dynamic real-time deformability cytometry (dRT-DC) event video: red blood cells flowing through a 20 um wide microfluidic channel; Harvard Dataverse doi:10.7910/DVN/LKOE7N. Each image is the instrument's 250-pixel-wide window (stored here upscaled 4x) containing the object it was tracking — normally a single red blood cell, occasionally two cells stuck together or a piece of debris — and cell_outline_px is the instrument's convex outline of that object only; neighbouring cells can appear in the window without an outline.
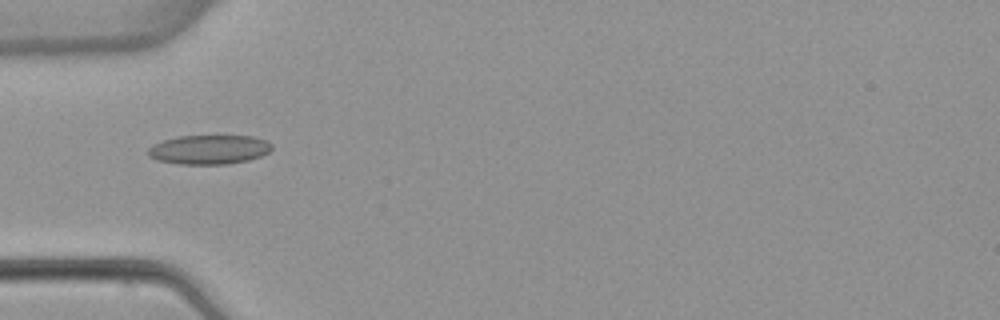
{"species": "common noctule bat (a hibernating species)", "species_latin": "Nyctalus noctula", "temperature_condition": "warm", "stored_images_in_passage": 6, "camera_frame_rate_fps": 3000, "um_per_image_px": 0.085, "animal": {"sex": "female", "body_mass_g": 22.7, "forearm_length_mm": 54.2}, "frame": {"image": 1, "passage_image": 4, "time_ms": 4.333, "image_size_px": [1000, 320], "cell_outline_px": [[272, 148], [268, 152], [260, 156], [248, 160], [228, 164], [180, 164], [156, 160], [148, 156], [148, 148], [152, 144], [164, 140], [180, 136], [252, 136], [264, 140], [272, 144]], "centroid_in_image_um": [17.74, 12.72], "position_along_channel_um": 67.3, "area_um2": 21.04}}
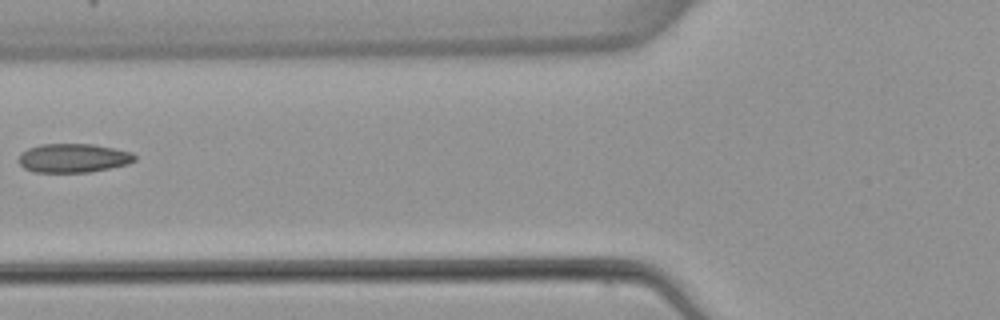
{"frame": {"image": 2, "passage_image": 5, "time_ms": 5.667, "image_size_px": [1000, 320], "cell_outline_px": [[136, 160], [128, 164], [88, 172], [36, 172], [24, 168], [16, 160], [20, 152], [28, 148], [40, 144], [92, 144], [132, 152], [136, 156]], "centroid_in_image_um": [6.19, 13.43], "position_along_channel_um": 119.6, "area_um2": 19.59}}
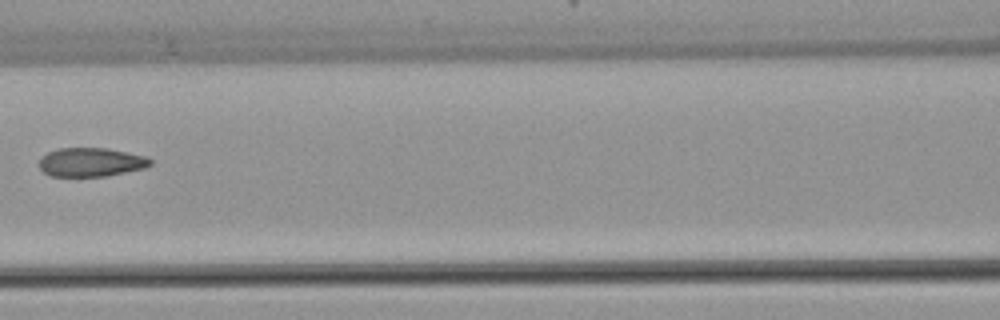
{"frame": {"image": 3, "passage_image": 6, "time_ms": 6.667, "image_size_px": [1000, 320], "cell_outline_px": [[152, 164], [144, 168], [104, 176], [52, 176], [44, 172], [36, 164], [48, 152], [60, 148], [108, 148], [144, 156], [152, 160]], "centroid_in_image_um": [7.71, 13.78], "position_along_channel_um": 158.9, "area_um2": 18.5}}